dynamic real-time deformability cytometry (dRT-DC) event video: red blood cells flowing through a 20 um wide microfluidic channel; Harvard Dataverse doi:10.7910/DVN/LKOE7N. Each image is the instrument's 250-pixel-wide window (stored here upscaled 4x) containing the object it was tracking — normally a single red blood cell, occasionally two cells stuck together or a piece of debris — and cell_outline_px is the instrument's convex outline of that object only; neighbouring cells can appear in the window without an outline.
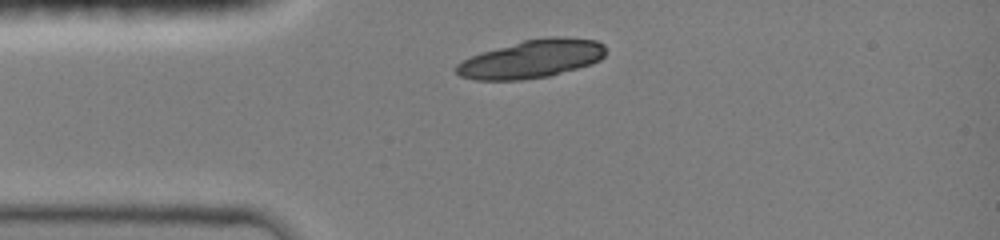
{"species": "common noctule bat (a hibernating species)", "species_latin": "Nyctalus noctula", "temperature_condition": "room temperature", "stored_images_in_passage": 13, "camera_frame_rate_fps": 3000, "um_per_image_px": 0.085, "animal": {"sex": "female", "body_mass_g": 19.0, "forearm_length_mm": 51.5}, "frame": {"image": 1, "passage_image": 1, "time_ms": 0.0, "image_size_px": [1000, 240], "cell_outline_px": [[604, 56], [600, 60], [592, 64], [548, 76], [520, 80], [476, 80], [460, 76], [456, 72], [456, 64], [472, 56], [484, 52], [524, 40], [548, 36], [560, 36], [596, 40], [604, 44]], "centroid_in_image_um": [45.22, 5.01], "position_along_channel_um": 39.8, "area_um2": 32.95}}